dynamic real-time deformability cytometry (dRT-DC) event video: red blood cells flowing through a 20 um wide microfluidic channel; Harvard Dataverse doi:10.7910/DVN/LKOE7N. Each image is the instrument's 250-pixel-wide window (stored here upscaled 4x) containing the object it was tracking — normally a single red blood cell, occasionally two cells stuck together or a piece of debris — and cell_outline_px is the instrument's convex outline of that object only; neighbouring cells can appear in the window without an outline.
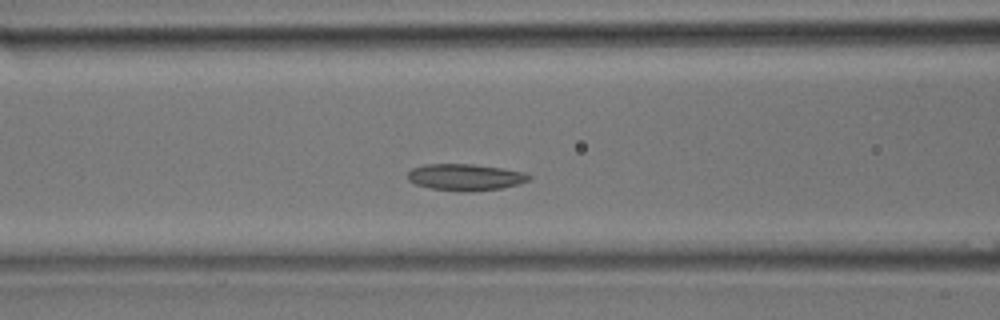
{"species": "common noctule bat (a hibernating species)", "species_latin": "Nyctalus noctula", "temperature_condition": "room temperature", "stored_images_in_passage": 25, "camera_frame_rate_fps": 3000, "um_per_image_px": 0.085, "animal": {"sex": "male", "body_mass_g": 17.9}, "frame": {"image": 1, "passage_image": 6, "time_ms": 1.667, "image_size_px": [1000, 320], "cell_outline_px": [[532, 176], [528, 180], [516, 184], [500, 188], [468, 192], [432, 188], [416, 184], [408, 180], [408, 172], [412, 168], [424, 164], [472, 164], [500, 168], [524, 172]], "centroid_in_image_um": [39.52, 15.05], "position_along_channel_um": 127.1, "area_um2": 18.5}}
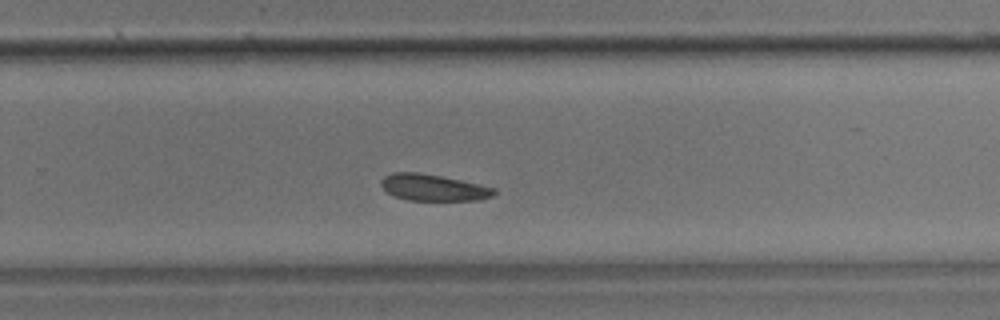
{"frame": {"image": 2, "passage_image": 14, "time_ms": 4.333, "image_size_px": [1000, 320], "cell_outline_px": [[496, 192], [492, 196], [480, 200], [408, 200], [392, 196], [380, 184], [380, 180], [384, 176], [392, 172], [416, 172], [440, 176], [460, 180], [496, 188]], "centroid_in_image_um": [36.8, 15.94], "position_along_channel_um": 293.0, "area_um2": 17.4}}
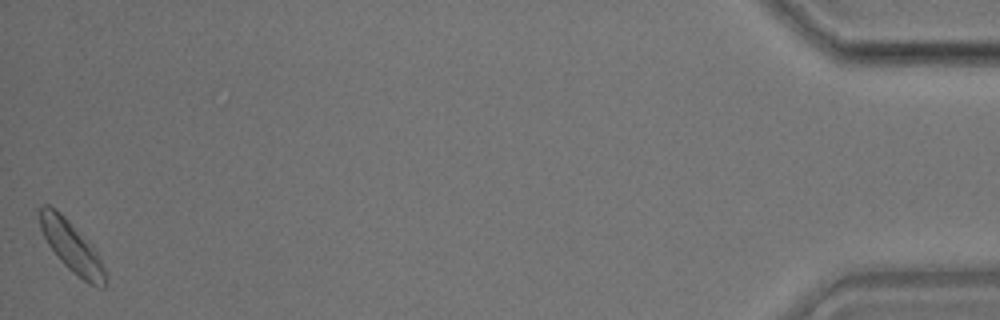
{"frame": {"image": 3, "passage_image": 25, "time_ms": 8.0, "image_size_px": [1000, 320], "cell_outline_px": [[104, 288], [88, 284], [72, 272], [60, 260], [48, 244], [40, 228], [36, 208], [44, 204], [48, 204], [60, 212], [68, 220], [96, 252], [104, 268]], "centroid_in_image_um": [6.0, 20.92], "position_along_channel_um": 429.2, "area_um2": 18.96}}